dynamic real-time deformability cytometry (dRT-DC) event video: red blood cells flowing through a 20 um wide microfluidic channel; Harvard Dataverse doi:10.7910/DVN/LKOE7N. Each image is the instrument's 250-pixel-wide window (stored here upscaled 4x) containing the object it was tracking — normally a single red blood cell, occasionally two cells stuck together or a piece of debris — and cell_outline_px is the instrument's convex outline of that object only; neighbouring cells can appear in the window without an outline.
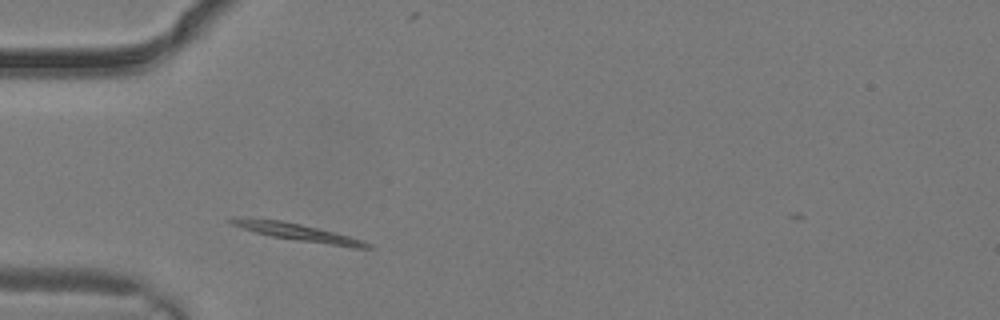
{"species": "common noctule bat (a hibernating species)", "species_latin": "Nyctalus noctula", "temperature_condition": "warm", "stored_images_in_passage": 1, "camera_frame_rate_fps": 3000, "um_per_image_px": 0.085, "animal": {"sex": "male", "body_mass_g": 19.2, "forearm_length_mm": 51.8}, "frame": {"image": 1, "passage_image": 1, "time_ms": 0.0, "image_size_px": [1000, 320], "cell_outline_px": [[372, 248], [352, 248], [272, 236], [256, 232], [232, 224], [224, 220], [240, 216], [284, 220], [352, 236], [364, 240], [372, 244]], "centroid_in_image_um": [25.33, 19.72], "position_along_channel_um": 59.7, "area_um2": 13.99}}